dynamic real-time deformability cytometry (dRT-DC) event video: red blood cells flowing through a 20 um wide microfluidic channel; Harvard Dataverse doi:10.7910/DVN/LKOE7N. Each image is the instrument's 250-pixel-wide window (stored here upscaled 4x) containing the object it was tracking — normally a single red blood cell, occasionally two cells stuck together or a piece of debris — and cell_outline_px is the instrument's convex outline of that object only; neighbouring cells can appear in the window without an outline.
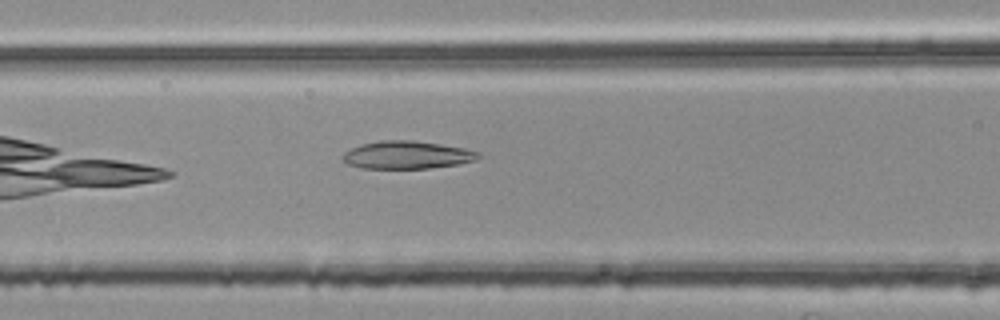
{"species": "common noctule bat (a hibernating species)", "species_latin": "Nyctalus noctula", "temperature_condition": "room temperature", "stored_images_in_passage": 39, "camera_frame_rate_fps": 3000, "um_per_image_px": 0.085, "animal": {"sex": "female", "body_mass_g": 25.1}, "frame": {"image": 1, "passage_image": 9, "time_ms": 2.667, "image_size_px": [1000, 320], "cell_outline_px": [[480, 156], [476, 160], [460, 164], [428, 168], [360, 168], [348, 164], [340, 160], [340, 156], [344, 152], [360, 144], [380, 140], [412, 140], [440, 144], [464, 148], [480, 152]], "centroid_in_image_um": [34.56, 13.17], "position_along_channel_um": 132.0, "area_um2": 22.14}}
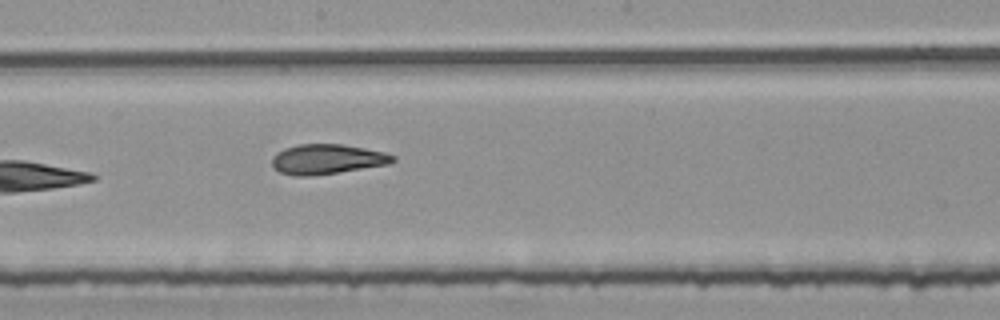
{"frame": {"image": 2, "passage_image": 16, "time_ms": 5.0, "image_size_px": [1000, 320], "cell_outline_px": [[396, 160], [388, 164], [336, 172], [308, 176], [296, 176], [280, 172], [272, 164], [272, 156], [276, 152], [284, 148], [300, 144], [340, 144], [364, 148], [384, 152], [396, 156]], "centroid_in_image_um": [27.78, 13.52], "position_along_channel_um": 220.4, "area_um2": 20.81}}
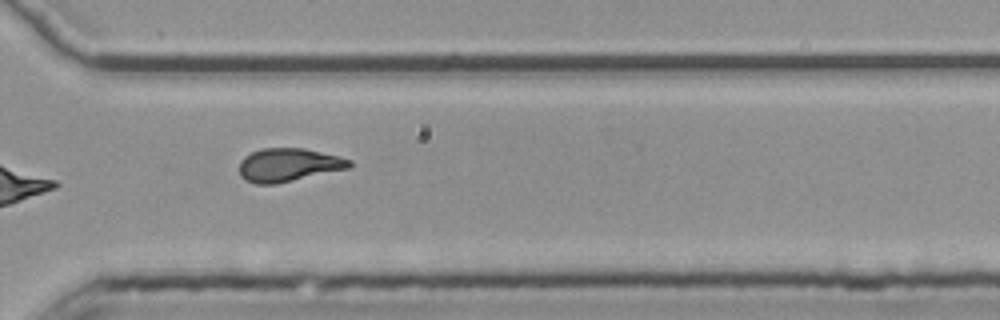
{"frame": {"image": 3, "passage_image": 26, "time_ms": 8.333, "image_size_px": [1000, 320], "cell_outline_px": [[352, 168], [276, 184], [256, 184], [244, 180], [240, 176], [240, 160], [244, 156], [260, 148], [304, 148], [340, 156], [352, 160]], "centroid_in_image_um": [24.55, 14.02], "position_along_channel_um": 346.1, "area_um2": 21.73}}